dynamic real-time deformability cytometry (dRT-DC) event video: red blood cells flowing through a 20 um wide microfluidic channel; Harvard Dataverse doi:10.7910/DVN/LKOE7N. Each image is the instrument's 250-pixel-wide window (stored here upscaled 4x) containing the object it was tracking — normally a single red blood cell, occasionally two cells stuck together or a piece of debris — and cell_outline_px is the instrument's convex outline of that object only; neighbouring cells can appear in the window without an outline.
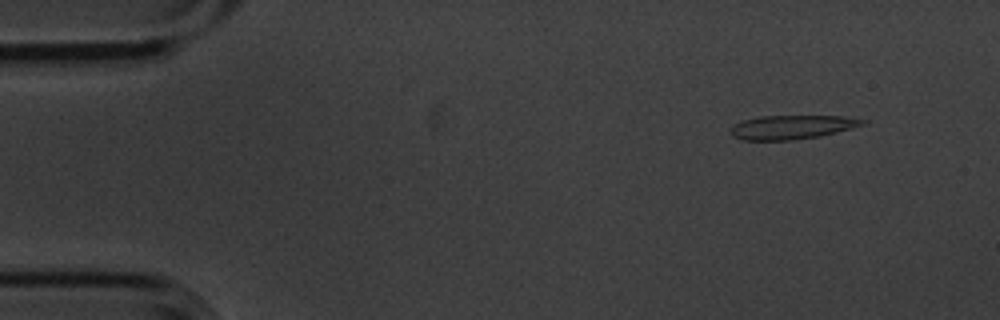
{"species": "common noctule bat (a hibernating species)", "species_latin": "Nyctalus noctula", "temperature_condition": "cold", "stored_images_in_passage": 3, "camera_frame_rate_fps": 3000, "um_per_image_px": 0.085, "animal": {"sex": "male", "body_mass_g": 20.1, "forearm_length_mm": 53.5}, "frame": {"image": 1, "passage_image": 1, "time_ms": 0.0, "image_size_px": [1000, 320], "cell_outline_px": [[868, 120], [864, 124], [820, 136], [792, 140], [744, 140], [732, 136], [732, 124], [740, 120], [760, 116], [844, 116]], "centroid_in_image_um": [67.27, 10.8], "position_along_channel_um": 17.7, "area_um2": 18.32}}
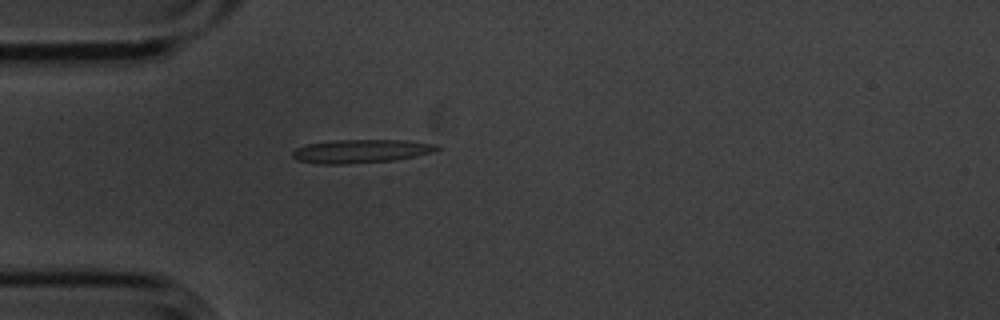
{"frame": {"image": 2, "passage_image": 3, "time_ms": 0.667, "image_size_px": [1000, 320], "cell_outline_px": [[444, 148], [432, 152], [416, 156], [392, 160], [348, 164], [316, 164], [296, 160], [292, 156], [292, 152], [296, 148], [308, 144], [332, 140], [404, 140], [436, 144]], "centroid_in_image_um": [30.68, 12.85], "position_along_channel_um": 54.3, "area_um2": 19.88}}